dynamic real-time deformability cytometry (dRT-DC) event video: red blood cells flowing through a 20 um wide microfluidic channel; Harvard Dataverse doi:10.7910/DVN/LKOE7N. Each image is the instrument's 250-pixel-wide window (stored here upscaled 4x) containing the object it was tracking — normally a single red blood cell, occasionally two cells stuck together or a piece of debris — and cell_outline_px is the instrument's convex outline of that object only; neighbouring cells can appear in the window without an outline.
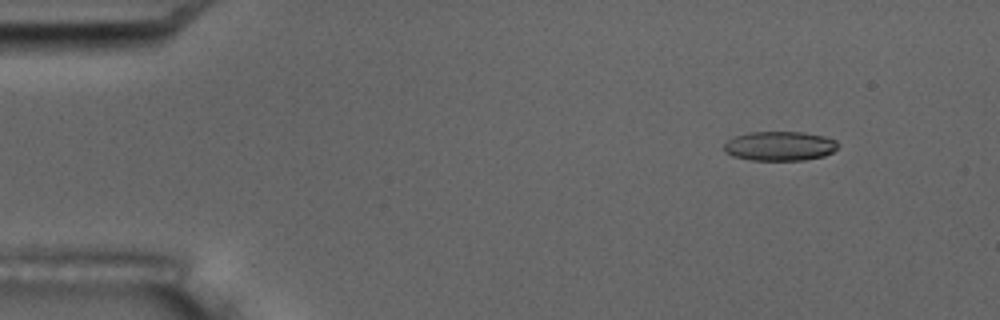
{"species": "common noctule bat (a hibernating species)", "species_latin": "Nyctalus noctula", "temperature_condition": "room temperature", "stored_images_in_passage": 5, "camera_frame_rate_fps": 3000, "um_per_image_px": 0.085, "animal": {"sex": "male", "body_mass_g": 17.5, "forearm_length_mm": 52.3}, "frame": {"image": 1, "passage_image": 2, "time_ms": 1.0, "image_size_px": [1000, 320], "cell_outline_px": [[840, 144], [832, 152], [824, 156], [804, 160], [752, 160], [732, 156], [724, 152], [724, 144], [728, 140], [736, 136], [748, 132], [800, 132], [824, 136], [836, 140]], "centroid_in_image_um": [66.27, 12.41], "position_along_channel_um": 18.7, "area_um2": 19.54}}